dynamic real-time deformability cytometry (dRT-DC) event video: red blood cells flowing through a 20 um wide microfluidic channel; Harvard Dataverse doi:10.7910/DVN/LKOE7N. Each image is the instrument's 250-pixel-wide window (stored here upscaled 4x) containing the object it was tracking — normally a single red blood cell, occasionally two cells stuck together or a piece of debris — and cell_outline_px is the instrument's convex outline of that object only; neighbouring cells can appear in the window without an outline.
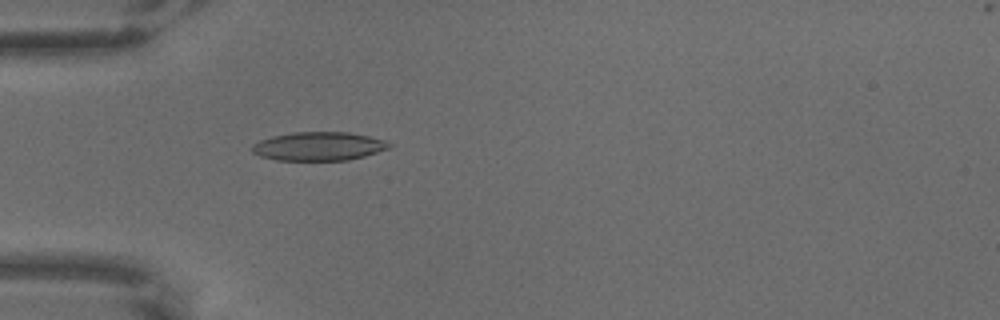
{"species": "common noctule bat (a hibernating species)", "species_latin": "Nyctalus noctula", "temperature_condition": "warm", "stored_images_in_passage": 5, "camera_frame_rate_fps": 3000, "um_per_image_px": 0.085, "animal": {"sex": "male", "body_mass_g": 18.8}, "frame": {"image": 1, "passage_image": 5, "time_ms": 1.333, "image_size_px": [1000, 320], "cell_outline_px": [[392, 144], [388, 148], [364, 156], [348, 160], [276, 160], [260, 156], [252, 152], [248, 148], [252, 144], [260, 140], [272, 136], [292, 132], [348, 132], [388, 140]], "centroid_in_image_um": [27.05, 12.43], "position_along_channel_um": 57.9, "area_um2": 23.0}}